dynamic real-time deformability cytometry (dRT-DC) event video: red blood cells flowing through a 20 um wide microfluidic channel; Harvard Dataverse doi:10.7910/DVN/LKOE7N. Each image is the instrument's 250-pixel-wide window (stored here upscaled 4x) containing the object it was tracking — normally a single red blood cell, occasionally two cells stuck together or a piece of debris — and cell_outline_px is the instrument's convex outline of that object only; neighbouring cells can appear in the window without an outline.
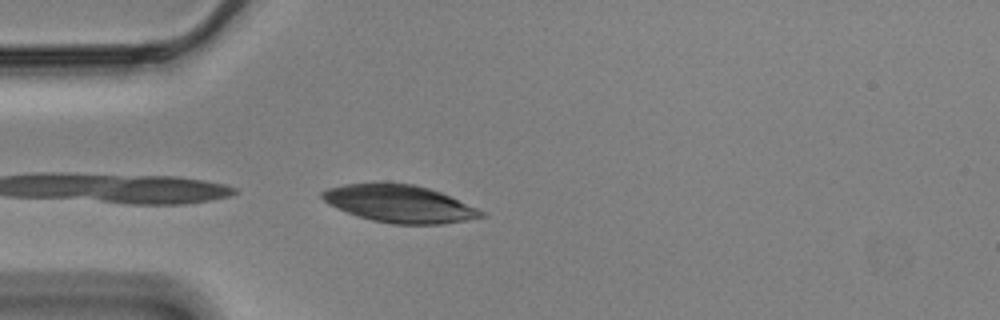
{"species": "Egyptian fruit bat (a non-hibernating species)", "species_latin": "Rousettus aegyptiacus", "temperature_condition": "cold", "stored_images_in_passage": 40, "camera_frame_rate_fps": 3000, "um_per_image_px": 0.085, "animal": {"sex": "male"}, "frame": {"image": 1, "passage_image": 1, "time_ms": 0.0, "image_size_px": [1000, 320], "cell_outline_px": [[484, 216], [468, 220], [444, 224], [392, 224], [372, 220], [356, 216], [336, 208], [328, 204], [320, 196], [320, 192], [328, 188], [344, 184], [412, 184], [428, 188], [440, 192], [476, 208], [484, 212]], "centroid_in_image_um": [33.92, 17.34], "position_along_channel_um": 51.1, "area_um2": 34.22}}